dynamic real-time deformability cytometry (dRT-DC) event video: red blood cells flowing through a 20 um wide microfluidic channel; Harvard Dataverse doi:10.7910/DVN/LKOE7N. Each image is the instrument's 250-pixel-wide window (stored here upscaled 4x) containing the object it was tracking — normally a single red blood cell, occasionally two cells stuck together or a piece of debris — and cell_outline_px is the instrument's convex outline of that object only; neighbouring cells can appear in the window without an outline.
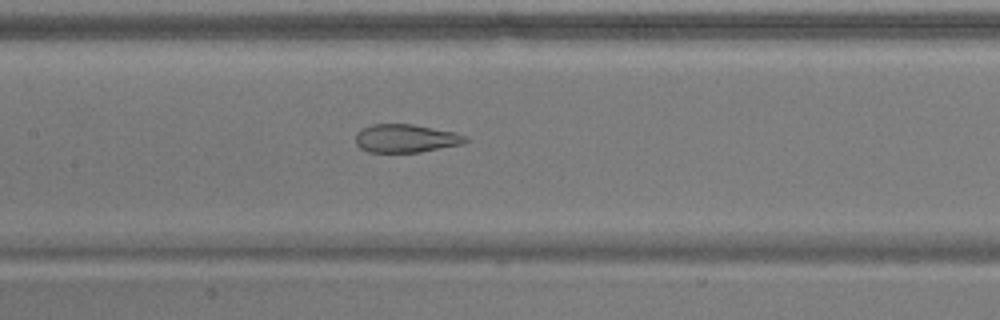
{"species": "common noctule bat (a hibernating species)", "species_latin": "Nyctalus noctula", "temperature_condition": "warm", "stored_images_in_passage": 49, "camera_frame_rate_fps": 3000, "um_per_image_px": 0.085, "animal": {"sex": "male", "body_mass_g": 17.9}, "frame": {"image": 1, "passage_image": 20, "time_ms": 6.333, "image_size_px": [1000, 320], "cell_outline_px": [[468, 140], [464, 144], [420, 152], [368, 152], [360, 148], [356, 144], [356, 132], [360, 128], [372, 124], [412, 124], [456, 132], [464, 136]], "centroid_in_image_um": [34.47, 11.76], "position_along_channel_um": 172.9, "area_um2": 18.21}}
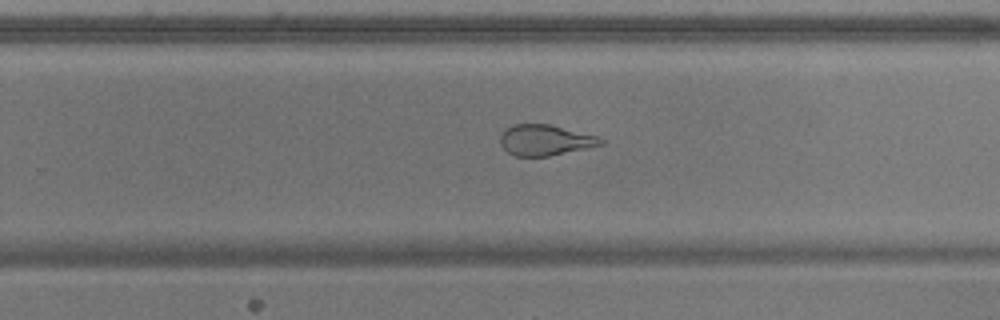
{"frame": {"image": 2, "passage_image": 29, "time_ms": 9.333, "image_size_px": [1000, 320], "cell_outline_px": [[604, 144], [588, 148], [548, 156], [516, 156], [508, 152], [500, 144], [500, 136], [512, 124], [548, 124], [596, 136], [604, 140]], "centroid_in_image_um": [46.33, 11.92], "position_along_channel_um": 283.5, "area_um2": 17.74}}
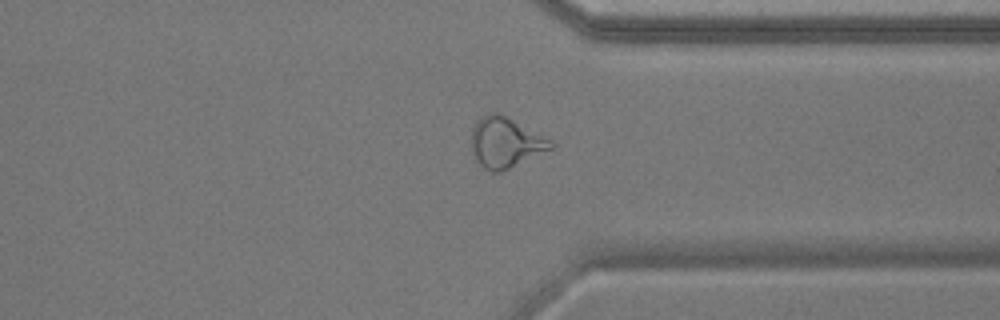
{"frame": {"image": 3, "passage_image": 36, "time_ms": 11.667, "image_size_px": [1000, 320], "cell_outline_px": [[556, 144], [552, 148], [500, 172], [492, 172], [484, 168], [476, 160], [472, 152], [472, 128], [488, 112], [500, 112], [552, 140]], "centroid_in_image_um": [42.97, 12.1], "position_along_channel_um": 368.4, "area_um2": 23.06}, "authors_computed_cell_mechanics": {"area_um2": 23.2356, "velocity_mm_per_s": 3.6986, "shape_relaxation_time_tau1_ms": null, "shape_relaxation_time_tau2_ms": 1.3945, "deformation_change_tau1": null, "deformation_change_tau2": 0.1069}}